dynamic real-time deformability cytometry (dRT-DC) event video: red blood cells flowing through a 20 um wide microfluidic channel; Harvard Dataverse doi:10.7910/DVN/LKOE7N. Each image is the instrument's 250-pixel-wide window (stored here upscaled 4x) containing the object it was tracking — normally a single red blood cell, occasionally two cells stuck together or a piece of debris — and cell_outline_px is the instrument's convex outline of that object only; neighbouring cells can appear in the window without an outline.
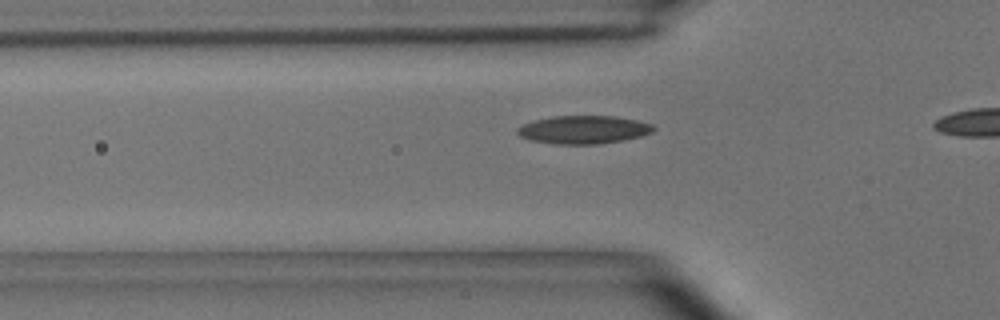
{"species": "common noctule bat (a hibernating species)", "species_latin": "Nyctalus noctula", "temperature_condition": "room temperature", "stored_images_in_passage": 9, "camera_frame_rate_fps": 3000, "um_per_image_px": 0.085, "animal": {"sex": "male", "body_mass_g": 15.6}, "frame": {"image": 1, "passage_image": 3, "time_ms": 0.667, "image_size_px": [1000, 320], "cell_outline_px": [[656, 128], [652, 132], [640, 136], [624, 140], [596, 144], [556, 144], [532, 140], [520, 136], [516, 132], [516, 128], [532, 120], [552, 116], [616, 116], [636, 120], [652, 124]], "centroid_in_image_um": [49.59, 11.01], "position_along_channel_um": 76.2, "area_um2": 22.31}}